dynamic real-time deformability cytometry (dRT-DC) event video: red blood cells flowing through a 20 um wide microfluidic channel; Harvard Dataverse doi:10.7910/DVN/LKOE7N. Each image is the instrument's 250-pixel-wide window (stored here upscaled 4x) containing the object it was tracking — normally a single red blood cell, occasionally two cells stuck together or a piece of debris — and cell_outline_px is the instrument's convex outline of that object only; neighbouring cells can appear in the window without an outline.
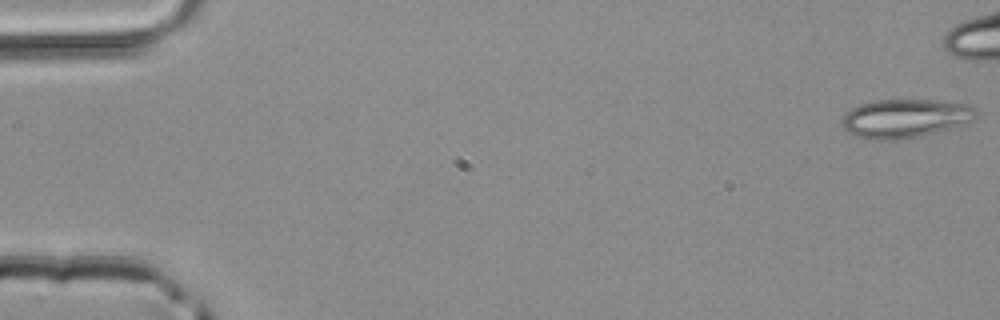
{"species": "common noctule bat (a hibernating species)", "species_latin": "Nyctalus noctula", "temperature_condition": "room temperature", "stored_images_in_passage": 39, "camera_frame_rate_fps": 3000, "um_per_image_px": 0.085, "animal": {"sex": "male", "body_mass_g": 20.4}, "frame": {"image": 1, "passage_image": 1, "time_ms": 0.0, "image_size_px": [1000, 320], "cell_outline_px": [[976, 116], [972, 120], [964, 124], [920, 136], [892, 140], [872, 140], [856, 136], [844, 128], [844, 116], [852, 108], [860, 104], [876, 100], [940, 100], [968, 104], [976, 108]], "centroid_in_image_um": [76.97, 10.05], "position_along_channel_um": 8.0, "area_um2": 29.94}}
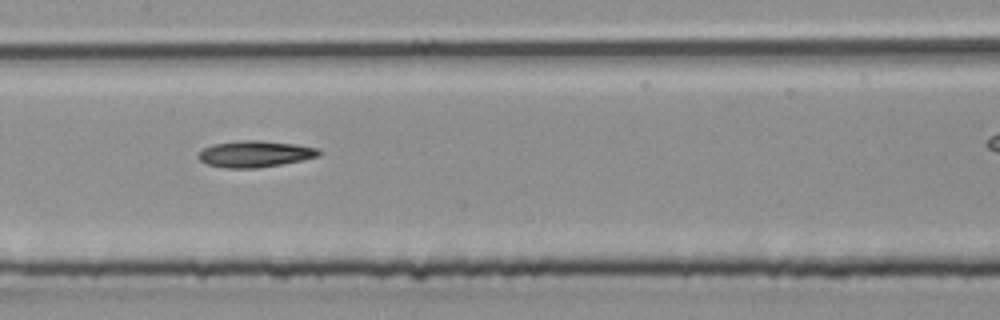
{"frame": {"image": 2, "passage_image": 24, "time_ms": 7.667, "image_size_px": [1000, 320], "cell_outline_px": [[324, 152], [320, 156], [260, 168], [224, 168], [208, 164], [200, 160], [196, 156], [204, 148], [212, 144], [240, 140], [260, 140], [296, 144], [320, 148]], "centroid_in_image_um": [21.71, 13.07], "position_along_channel_um": 185.7, "area_um2": 18.73}}
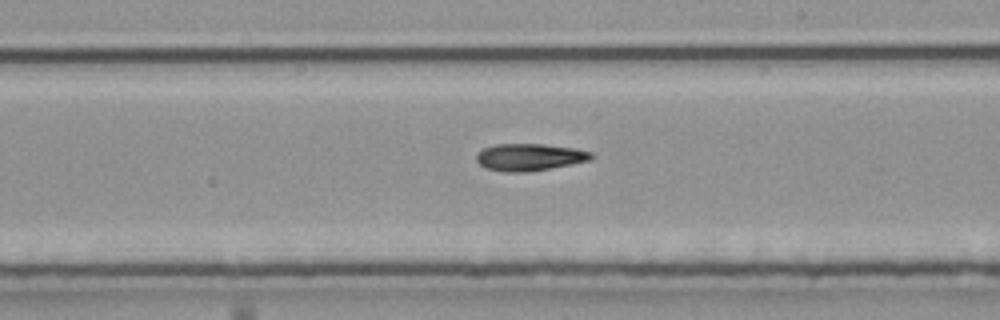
{"frame": {"image": 3, "passage_image": 28, "time_ms": 9.0, "image_size_px": [1000, 320], "cell_outline_px": [[596, 156], [588, 160], [572, 164], [528, 172], [508, 172], [488, 168], [480, 164], [476, 160], [476, 156], [484, 148], [496, 144], [540, 144], [576, 148], [592, 152]], "centroid_in_image_um": [45.05, 13.35], "position_along_channel_um": 244.0, "area_um2": 17.98}}